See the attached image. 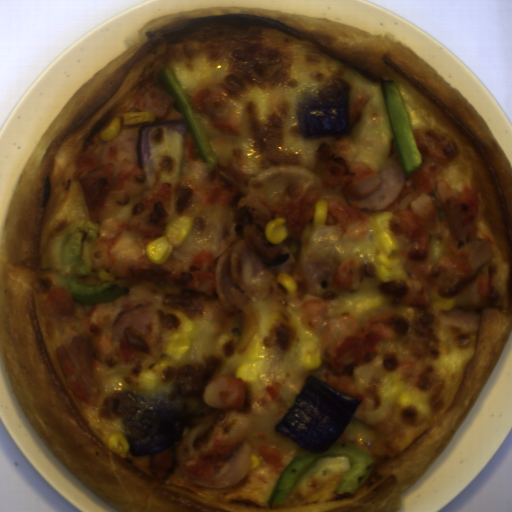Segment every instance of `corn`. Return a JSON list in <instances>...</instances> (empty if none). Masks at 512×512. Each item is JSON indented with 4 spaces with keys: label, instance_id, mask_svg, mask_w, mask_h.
<instances>
[{
    "label": "corn",
    "instance_id": "5cfa1b94",
    "mask_svg": "<svg viewBox=\"0 0 512 512\" xmlns=\"http://www.w3.org/2000/svg\"><path fill=\"white\" fill-rule=\"evenodd\" d=\"M156 115L146 111H131L113 117L99 132L100 139L104 142L118 136L123 125L154 124Z\"/></svg>",
    "mask_w": 512,
    "mask_h": 512
},
{
    "label": "corn",
    "instance_id": "30e3d8cc",
    "mask_svg": "<svg viewBox=\"0 0 512 512\" xmlns=\"http://www.w3.org/2000/svg\"><path fill=\"white\" fill-rule=\"evenodd\" d=\"M329 203L326 199H319L315 202L313 212L314 226H326Z\"/></svg>",
    "mask_w": 512,
    "mask_h": 512
},
{
    "label": "corn",
    "instance_id": "cfcad685",
    "mask_svg": "<svg viewBox=\"0 0 512 512\" xmlns=\"http://www.w3.org/2000/svg\"><path fill=\"white\" fill-rule=\"evenodd\" d=\"M265 239L269 244H279L290 234L285 217L271 219L264 229Z\"/></svg>",
    "mask_w": 512,
    "mask_h": 512
},
{
    "label": "corn",
    "instance_id": "a0e27810",
    "mask_svg": "<svg viewBox=\"0 0 512 512\" xmlns=\"http://www.w3.org/2000/svg\"><path fill=\"white\" fill-rule=\"evenodd\" d=\"M259 464H260V461H259L258 457L254 456L252 454L251 461H250L252 471L255 470L256 468H258Z\"/></svg>",
    "mask_w": 512,
    "mask_h": 512
},
{
    "label": "corn",
    "instance_id": "2b8c4276",
    "mask_svg": "<svg viewBox=\"0 0 512 512\" xmlns=\"http://www.w3.org/2000/svg\"><path fill=\"white\" fill-rule=\"evenodd\" d=\"M111 451L118 455H125L129 450V443L122 432L110 434L107 442Z\"/></svg>",
    "mask_w": 512,
    "mask_h": 512
},
{
    "label": "corn",
    "instance_id": "51d56268",
    "mask_svg": "<svg viewBox=\"0 0 512 512\" xmlns=\"http://www.w3.org/2000/svg\"><path fill=\"white\" fill-rule=\"evenodd\" d=\"M394 214L391 212H380L371 219L375 238L378 244V251L373 257L384 277L400 278L403 275L401 260L393 255L402 251L397 238L391 233L389 222Z\"/></svg>",
    "mask_w": 512,
    "mask_h": 512
},
{
    "label": "corn",
    "instance_id": "f1292c28",
    "mask_svg": "<svg viewBox=\"0 0 512 512\" xmlns=\"http://www.w3.org/2000/svg\"><path fill=\"white\" fill-rule=\"evenodd\" d=\"M195 225L193 217L181 216L172 220L166 226L164 236L154 240L146 247L148 260L155 265H164L170 257L173 248L179 247L190 235Z\"/></svg>",
    "mask_w": 512,
    "mask_h": 512
},
{
    "label": "corn",
    "instance_id": "79e197a2",
    "mask_svg": "<svg viewBox=\"0 0 512 512\" xmlns=\"http://www.w3.org/2000/svg\"><path fill=\"white\" fill-rule=\"evenodd\" d=\"M299 362L304 369H319L322 363L320 355V344H318L316 350L313 353H310L308 351L303 352Z\"/></svg>",
    "mask_w": 512,
    "mask_h": 512
},
{
    "label": "corn",
    "instance_id": "42891da5",
    "mask_svg": "<svg viewBox=\"0 0 512 512\" xmlns=\"http://www.w3.org/2000/svg\"><path fill=\"white\" fill-rule=\"evenodd\" d=\"M457 303H458V300L455 296L449 300H446L443 298L442 303H434L433 306L439 308L442 311H449V310H453L456 307Z\"/></svg>",
    "mask_w": 512,
    "mask_h": 512
},
{
    "label": "corn",
    "instance_id": "6a14855c",
    "mask_svg": "<svg viewBox=\"0 0 512 512\" xmlns=\"http://www.w3.org/2000/svg\"><path fill=\"white\" fill-rule=\"evenodd\" d=\"M276 281L282 286L288 294H294L298 292V284L294 277L287 272H280L276 276Z\"/></svg>",
    "mask_w": 512,
    "mask_h": 512
}]
</instances>
